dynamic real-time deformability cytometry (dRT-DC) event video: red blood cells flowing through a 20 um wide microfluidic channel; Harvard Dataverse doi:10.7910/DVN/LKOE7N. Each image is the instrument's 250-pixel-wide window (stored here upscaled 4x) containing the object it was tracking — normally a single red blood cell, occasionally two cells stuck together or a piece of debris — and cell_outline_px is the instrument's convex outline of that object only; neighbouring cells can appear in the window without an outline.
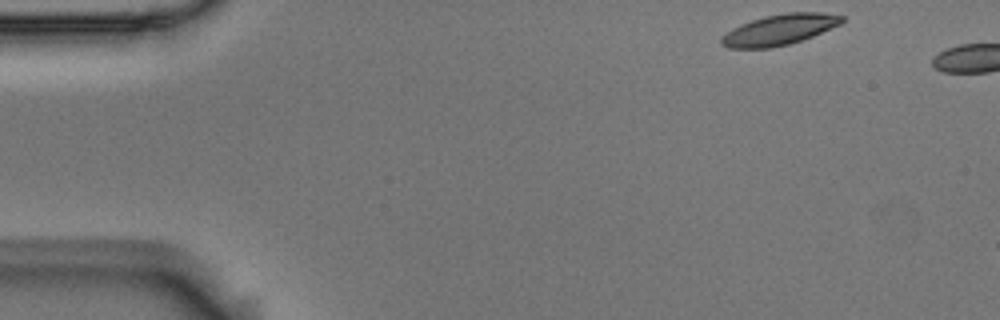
{"species": "Egyptian fruit bat (a non-hibernating species)", "species_latin": "Rousettus aegyptiacus", "temperature_condition": "room temperature", "stored_images_in_passage": 4, "camera_frame_rate_fps": 3000, "um_per_image_px": 0.085, "animal": {"sex": "male"}, "frame": {"image": 1, "passage_image": 1, "time_ms": 0.0, "image_size_px": [1000, 320], "cell_outline_px": [[844, 20], [840, 24], [812, 36], [788, 44], [772, 48], [728, 48], [720, 44], [720, 36], [732, 28], [740, 24], [764, 16], [784, 12], [820, 12], [844, 16]], "centroid_in_image_um": [66.2, 2.52], "position_along_channel_um": 18.8, "area_um2": 21.56}}